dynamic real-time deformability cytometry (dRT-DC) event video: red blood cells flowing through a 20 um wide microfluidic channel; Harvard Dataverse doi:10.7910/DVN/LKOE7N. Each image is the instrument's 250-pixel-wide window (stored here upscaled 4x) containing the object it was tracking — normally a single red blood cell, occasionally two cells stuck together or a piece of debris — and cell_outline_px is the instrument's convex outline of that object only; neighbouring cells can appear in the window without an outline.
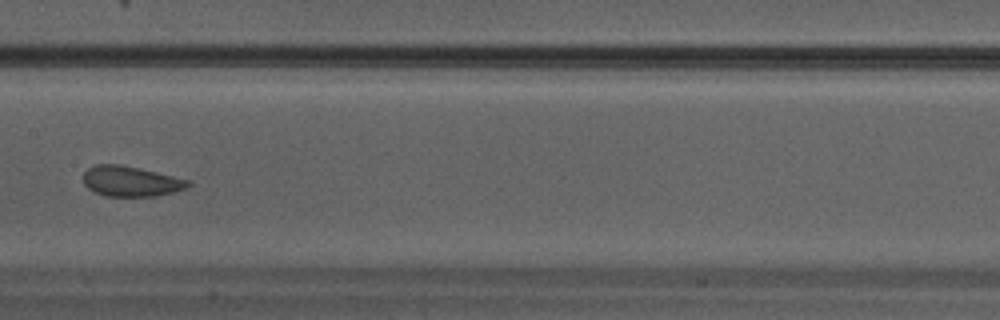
{"species": "Egyptian fruit bat (a non-hibernating species)", "species_latin": "Rousettus aegyptiacus", "temperature_condition": "warm", "stored_images_in_passage": 29, "camera_frame_rate_fps": 3000, "um_per_image_px": 0.085, "animal": {"sex": "male"}, "frame": {"image": 1, "passage_image": 13, "time_ms": 4.0, "image_size_px": [1000, 320], "cell_outline_px": [[192, 184], [184, 188], [172, 192], [156, 196], [104, 196], [88, 188], [84, 184], [84, 172], [88, 168], [96, 164], [120, 164], [140, 168], [192, 180]], "centroid_in_image_um": [11.13, 15.4], "position_along_channel_um": 196.3, "area_um2": 18.55}}